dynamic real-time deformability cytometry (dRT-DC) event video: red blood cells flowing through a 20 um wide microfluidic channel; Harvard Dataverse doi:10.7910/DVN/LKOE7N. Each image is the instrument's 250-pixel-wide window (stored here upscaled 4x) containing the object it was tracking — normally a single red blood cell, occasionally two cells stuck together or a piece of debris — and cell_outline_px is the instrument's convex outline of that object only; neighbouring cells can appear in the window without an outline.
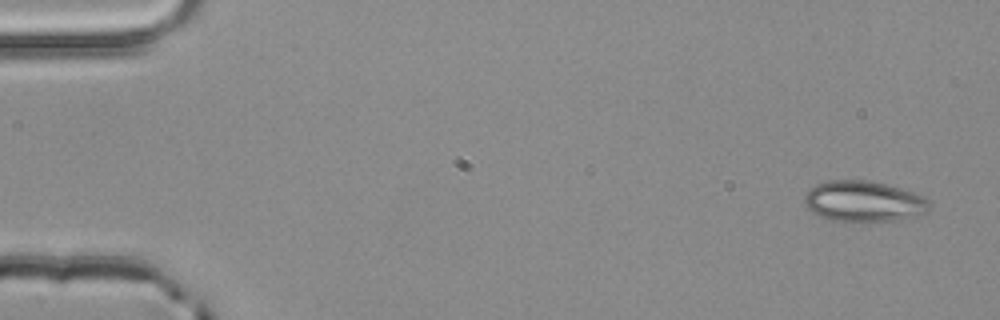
{"species": "common noctule bat (a hibernating species)", "species_latin": "Nyctalus noctula", "temperature_condition": "room temperature", "stored_images_in_passage": 4, "camera_frame_rate_fps": 3000, "um_per_image_px": 0.085, "animal": {"sex": "male", "body_mass_g": 20.4}, "frame": {"image": 1, "passage_image": 1, "time_ms": 0.0, "image_size_px": [1000, 320], "cell_outline_px": [[928, 208], [924, 212], [916, 216], [896, 220], [828, 220], [812, 212], [804, 204], [804, 196], [816, 184], [828, 180], [864, 180], [884, 184], [900, 188], [924, 196], [928, 200]], "centroid_in_image_um": [73.38, 17.1], "position_along_channel_um": 11.6, "area_um2": 29.13}}